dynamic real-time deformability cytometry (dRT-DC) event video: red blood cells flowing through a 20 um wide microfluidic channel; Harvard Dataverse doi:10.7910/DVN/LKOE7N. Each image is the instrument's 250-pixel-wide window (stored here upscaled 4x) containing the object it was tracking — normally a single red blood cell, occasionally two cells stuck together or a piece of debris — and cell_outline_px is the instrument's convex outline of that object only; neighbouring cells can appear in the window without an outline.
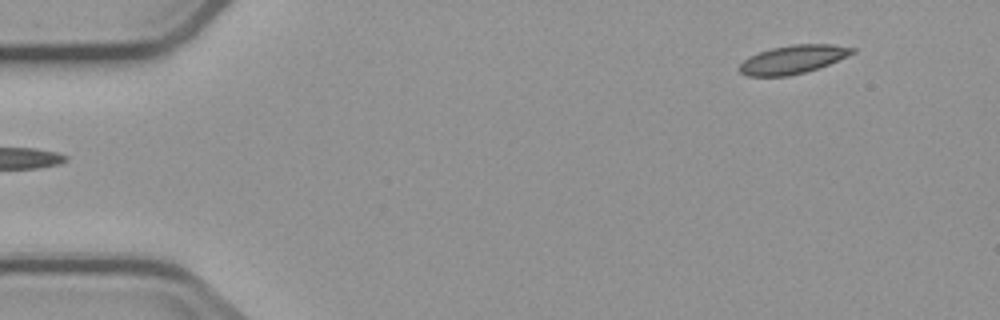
{"species": "common noctule bat (a hibernating species)", "species_latin": "Nyctalus noctula", "temperature_condition": "cold", "stored_images_in_passage": 6, "camera_frame_rate_fps": 3000, "um_per_image_px": 0.085, "animal": {"sex": "male", "body_mass_g": 23.1, "forearm_length_mm": 52.7}, "frame": {"image": 1, "passage_image": 6, "time_ms": 5.667, "image_size_px": [1000, 320], "cell_outline_px": [[856, 52], [848, 56], [828, 64], [804, 72], [788, 76], [748, 76], [740, 72], [736, 68], [748, 56], [772, 48], [792, 44], [832, 44], [856, 48]], "centroid_in_image_um": [67.39, 5.05], "position_along_channel_um": 17.6, "area_um2": 18.67}}